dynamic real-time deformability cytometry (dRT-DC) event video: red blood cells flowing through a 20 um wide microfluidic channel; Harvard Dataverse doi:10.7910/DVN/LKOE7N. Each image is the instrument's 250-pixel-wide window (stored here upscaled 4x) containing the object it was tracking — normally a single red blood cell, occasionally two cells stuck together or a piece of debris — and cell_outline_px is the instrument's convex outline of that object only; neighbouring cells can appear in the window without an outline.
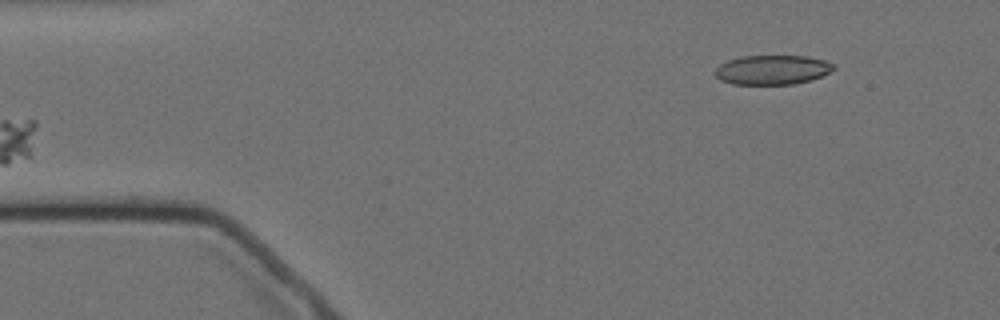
{"species": "Egyptian fruit bat (a non-hibernating species)", "species_latin": "Rousettus aegyptiacus", "temperature_condition": "cold", "stored_images_in_passage": 3, "camera_frame_rate_fps": 3000, "um_per_image_px": 0.085, "animal": {"sex": "female"}, "frame": {"image": 1, "passage_image": 1, "time_ms": 0.0, "image_size_px": [1000, 320], "cell_outline_px": [[836, 68], [812, 80], [792, 84], [732, 84], [720, 80], [712, 72], [720, 64], [728, 60], [744, 56], [808, 56], [824, 60], [836, 64]], "centroid_in_image_um": [65.64, 5.93], "position_along_channel_um": 19.4, "area_um2": 20.4}}
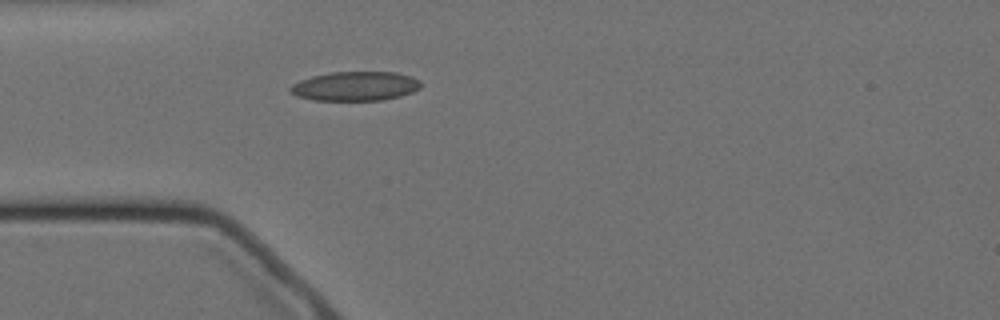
{"frame": {"image": 2, "passage_image": 3, "time_ms": 3.0, "image_size_px": [1000, 320], "cell_outline_px": [[420, 88], [412, 92], [400, 96], [384, 100], [316, 100], [296, 96], [288, 92], [288, 88], [292, 84], [300, 80], [312, 76], [332, 72], [396, 72], [420, 80]], "centroid_in_image_um": [30.16, 7.33], "position_along_channel_um": 54.8, "area_um2": 22.25}}